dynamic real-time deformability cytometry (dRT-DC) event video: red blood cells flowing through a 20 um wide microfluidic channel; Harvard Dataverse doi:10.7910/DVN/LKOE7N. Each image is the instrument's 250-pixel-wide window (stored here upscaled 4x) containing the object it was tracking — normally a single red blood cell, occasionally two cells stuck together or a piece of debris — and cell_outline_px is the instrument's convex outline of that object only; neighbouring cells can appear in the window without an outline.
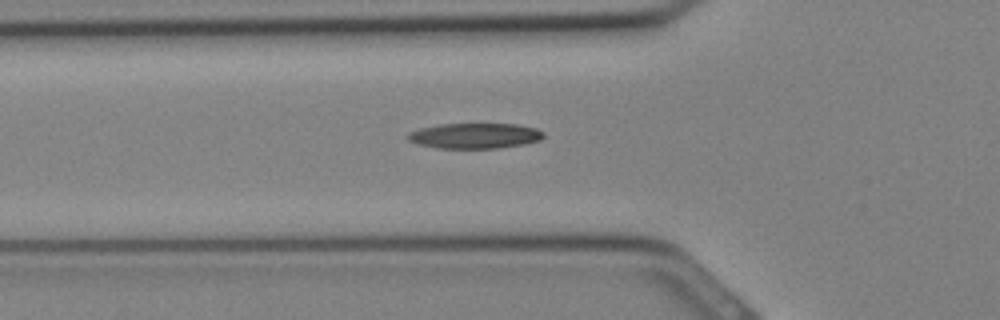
{"species": "Egyptian fruit bat (a non-hibernating species)", "species_latin": "Rousettus aegyptiacus", "temperature_condition": "cold", "stored_images_in_passage": 21, "camera_frame_rate_fps": 3000, "um_per_image_px": 0.085, "animal": {"sex": "female"}, "frame": {"image": 1, "passage_image": 3, "time_ms": 0.667, "image_size_px": [1000, 320], "cell_outline_px": [[544, 136], [540, 140], [524, 144], [496, 148], [436, 148], [420, 144], [408, 140], [404, 136], [408, 132], [420, 128], [440, 124], [516, 124], [536, 128], [544, 132]], "centroid_in_image_um": [40.34, 11.54], "position_along_channel_um": 85.5, "area_um2": 20.11}}
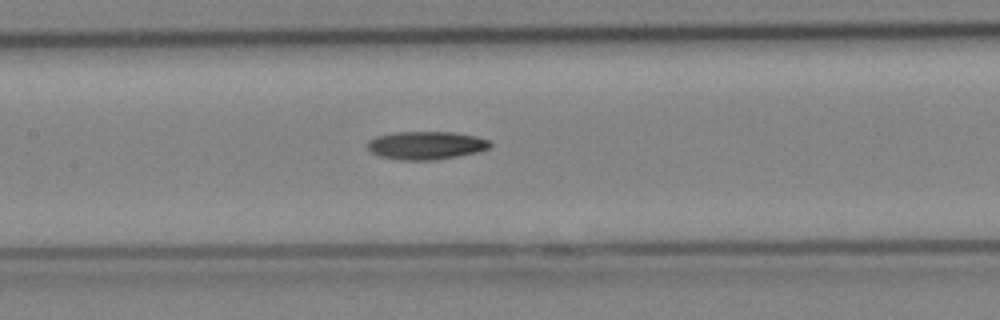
{"frame": {"image": 2, "passage_image": 7, "time_ms": 2.0, "image_size_px": [1000, 320], "cell_outline_px": [[492, 144], [488, 148], [480, 152], [436, 160], [400, 160], [380, 156], [372, 152], [368, 148], [368, 140], [376, 136], [396, 132], [452, 132], [476, 136], [488, 140]], "centroid_in_image_um": [36.23, 12.36], "position_along_channel_um": 171.2, "area_um2": 20.11}}
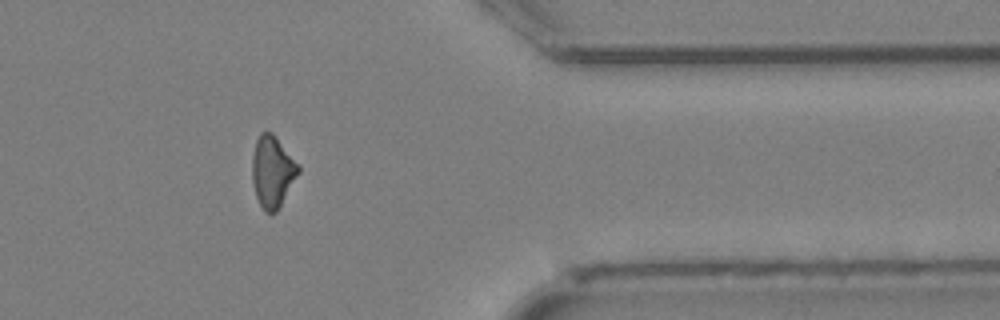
{"frame": {"image": 3, "passage_image": 18, "time_ms": 5.667, "image_size_px": [1000, 320], "cell_outline_px": [[300, 172], [276, 212], [264, 212], [256, 196], [252, 180], [252, 156], [256, 140], [260, 132], [272, 132], [276, 136], [300, 164]], "centroid_in_image_um": [23.17, 14.55], "position_along_channel_um": 388.2, "area_um2": 19.36}}